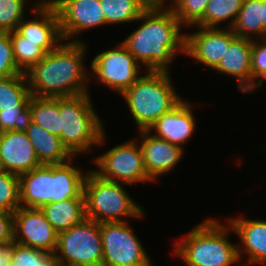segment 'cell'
I'll list each match as a JSON object with an SVG mask.
<instances>
[{"label": "cell", "instance_id": "cell-36", "mask_svg": "<svg viewBox=\"0 0 266 266\" xmlns=\"http://www.w3.org/2000/svg\"><path fill=\"white\" fill-rule=\"evenodd\" d=\"M22 73L14 60L10 33H0V79Z\"/></svg>", "mask_w": 266, "mask_h": 266}, {"label": "cell", "instance_id": "cell-21", "mask_svg": "<svg viewBox=\"0 0 266 266\" xmlns=\"http://www.w3.org/2000/svg\"><path fill=\"white\" fill-rule=\"evenodd\" d=\"M41 164H63L74 156L63 145L60 137L49 133L35 122L25 131Z\"/></svg>", "mask_w": 266, "mask_h": 266}, {"label": "cell", "instance_id": "cell-12", "mask_svg": "<svg viewBox=\"0 0 266 266\" xmlns=\"http://www.w3.org/2000/svg\"><path fill=\"white\" fill-rule=\"evenodd\" d=\"M48 1L57 10L63 40L72 38L71 42H82L81 39H74L77 34H81V31L106 25L105 13L102 10L100 0Z\"/></svg>", "mask_w": 266, "mask_h": 266}, {"label": "cell", "instance_id": "cell-40", "mask_svg": "<svg viewBox=\"0 0 266 266\" xmlns=\"http://www.w3.org/2000/svg\"><path fill=\"white\" fill-rule=\"evenodd\" d=\"M151 2H164L165 3V1L166 0H150Z\"/></svg>", "mask_w": 266, "mask_h": 266}, {"label": "cell", "instance_id": "cell-5", "mask_svg": "<svg viewBox=\"0 0 266 266\" xmlns=\"http://www.w3.org/2000/svg\"><path fill=\"white\" fill-rule=\"evenodd\" d=\"M90 96L89 93H85L59 97L62 128L60 138L74 157L93 151L94 145H102L106 139L103 123L93 109Z\"/></svg>", "mask_w": 266, "mask_h": 266}, {"label": "cell", "instance_id": "cell-23", "mask_svg": "<svg viewBox=\"0 0 266 266\" xmlns=\"http://www.w3.org/2000/svg\"><path fill=\"white\" fill-rule=\"evenodd\" d=\"M41 210L58 233L75 226L86 218L84 198H70L49 203Z\"/></svg>", "mask_w": 266, "mask_h": 266}, {"label": "cell", "instance_id": "cell-20", "mask_svg": "<svg viewBox=\"0 0 266 266\" xmlns=\"http://www.w3.org/2000/svg\"><path fill=\"white\" fill-rule=\"evenodd\" d=\"M20 206L42 208L51 203L52 164H42L19 176Z\"/></svg>", "mask_w": 266, "mask_h": 266}, {"label": "cell", "instance_id": "cell-11", "mask_svg": "<svg viewBox=\"0 0 266 266\" xmlns=\"http://www.w3.org/2000/svg\"><path fill=\"white\" fill-rule=\"evenodd\" d=\"M14 241L54 254L58 232L40 208L19 207L13 213Z\"/></svg>", "mask_w": 266, "mask_h": 266}, {"label": "cell", "instance_id": "cell-16", "mask_svg": "<svg viewBox=\"0 0 266 266\" xmlns=\"http://www.w3.org/2000/svg\"><path fill=\"white\" fill-rule=\"evenodd\" d=\"M139 144L148 177L152 182L172 171L183 156V148L151 134L149 130H138Z\"/></svg>", "mask_w": 266, "mask_h": 266}, {"label": "cell", "instance_id": "cell-3", "mask_svg": "<svg viewBox=\"0 0 266 266\" xmlns=\"http://www.w3.org/2000/svg\"><path fill=\"white\" fill-rule=\"evenodd\" d=\"M228 225L215 218L206 219L188 232L183 240L176 242L173 253L188 266H232L239 263L238 246L228 240L232 229Z\"/></svg>", "mask_w": 266, "mask_h": 266}, {"label": "cell", "instance_id": "cell-29", "mask_svg": "<svg viewBox=\"0 0 266 266\" xmlns=\"http://www.w3.org/2000/svg\"><path fill=\"white\" fill-rule=\"evenodd\" d=\"M9 33L15 63L25 73L44 57L45 52L39 47V42L27 41L16 30Z\"/></svg>", "mask_w": 266, "mask_h": 266}, {"label": "cell", "instance_id": "cell-17", "mask_svg": "<svg viewBox=\"0 0 266 266\" xmlns=\"http://www.w3.org/2000/svg\"><path fill=\"white\" fill-rule=\"evenodd\" d=\"M191 103L184 99L171 111L159 117L148 130L154 136L164 139L174 145L183 148L195 130V117L192 113Z\"/></svg>", "mask_w": 266, "mask_h": 266}, {"label": "cell", "instance_id": "cell-38", "mask_svg": "<svg viewBox=\"0 0 266 266\" xmlns=\"http://www.w3.org/2000/svg\"><path fill=\"white\" fill-rule=\"evenodd\" d=\"M14 241L0 245V266H10L13 254Z\"/></svg>", "mask_w": 266, "mask_h": 266}, {"label": "cell", "instance_id": "cell-22", "mask_svg": "<svg viewBox=\"0 0 266 266\" xmlns=\"http://www.w3.org/2000/svg\"><path fill=\"white\" fill-rule=\"evenodd\" d=\"M71 161L63 164H52V197L51 203L70 198H84L83 188L86 174Z\"/></svg>", "mask_w": 266, "mask_h": 266}, {"label": "cell", "instance_id": "cell-1", "mask_svg": "<svg viewBox=\"0 0 266 266\" xmlns=\"http://www.w3.org/2000/svg\"><path fill=\"white\" fill-rule=\"evenodd\" d=\"M163 8L164 2H152L136 20L144 23L121 42L145 71L169 72L177 52L185 54L183 25L170 7Z\"/></svg>", "mask_w": 266, "mask_h": 266}, {"label": "cell", "instance_id": "cell-4", "mask_svg": "<svg viewBox=\"0 0 266 266\" xmlns=\"http://www.w3.org/2000/svg\"><path fill=\"white\" fill-rule=\"evenodd\" d=\"M169 74L164 71H147L121 94L138 130H148L159 117L183 100L175 92Z\"/></svg>", "mask_w": 266, "mask_h": 266}, {"label": "cell", "instance_id": "cell-18", "mask_svg": "<svg viewBox=\"0 0 266 266\" xmlns=\"http://www.w3.org/2000/svg\"><path fill=\"white\" fill-rule=\"evenodd\" d=\"M252 40L236 37L226 48L219 65L214 69L219 74L236 77L241 92H252L251 75Z\"/></svg>", "mask_w": 266, "mask_h": 266}, {"label": "cell", "instance_id": "cell-31", "mask_svg": "<svg viewBox=\"0 0 266 266\" xmlns=\"http://www.w3.org/2000/svg\"><path fill=\"white\" fill-rule=\"evenodd\" d=\"M19 207V176L0 170V210L14 213Z\"/></svg>", "mask_w": 266, "mask_h": 266}, {"label": "cell", "instance_id": "cell-34", "mask_svg": "<svg viewBox=\"0 0 266 266\" xmlns=\"http://www.w3.org/2000/svg\"><path fill=\"white\" fill-rule=\"evenodd\" d=\"M257 39L252 40V91L256 89V87H261L264 82L263 80H266V38L259 39L257 37Z\"/></svg>", "mask_w": 266, "mask_h": 266}, {"label": "cell", "instance_id": "cell-15", "mask_svg": "<svg viewBox=\"0 0 266 266\" xmlns=\"http://www.w3.org/2000/svg\"><path fill=\"white\" fill-rule=\"evenodd\" d=\"M41 165L25 132H0V170L20 176Z\"/></svg>", "mask_w": 266, "mask_h": 266}, {"label": "cell", "instance_id": "cell-32", "mask_svg": "<svg viewBox=\"0 0 266 266\" xmlns=\"http://www.w3.org/2000/svg\"><path fill=\"white\" fill-rule=\"evenodd\" d=\"M210 0H171L170 8L183 25L195 26L203 17Z\"/></svg>", "mask_w": 266, "mask_h": 266}, {"label": "cell", "instance_id": "cell-9", "mask_svg": "<svg viewBox=\"0 0 266 266\" xmlns=\"http://www.w3.org/2000/svg\"><path fill=\"white\" fill-rule=\"evenodd\" d=\"M94 164L99 168L92 170L102 179L125 183H146L152 181L145 169L142 152L135 140H129L115 146L94 159Z\"/></svg>", "mask_w": 266, "mask_h": 266}, {"label": "cell", "instance_id": "cell-28", "mask_svg": "<svg viewBox=\"0 0 266 266\" xmlns=\"http://www.w3.org/2000/svg\"><path fill=\"white\" fill-rule=\"evenodd\" d=\"M244 0H210L204 17L195 25L196 27L219 28L222 22H228L231 29Z\"/></svg>", "mask_w": 266, "mask_h": 266}, {"label": "cell", "instance_id": "cell-26", "mask_svg": "<svg viewBox=\"0 0 266 266\" xmlns=\"http://www.w3.org/2000/svg\"><path fill=\"white\" fill-rule=\"evenodd\" d=\"M105 13V23L120 24L136 21L152 3L150 0H100Z\"/></svg>", "mask_w": 266, "mask_h": 266}, {"label": "cell", "instance_id": "cell-24", "mask_svg": "<svg viewBox=\"0 0 266 266\" xmlns=\"http://www.w3.org/2000/svg\"><path fill=\"white\" fill-rule=\"evenodd\" d=\"M32 122H35L49 133L60 137L61 116L59 114V97L32 96L29 100Z\"/></svg>", "mask_w": 266, "mask_h": 266}, {"label": "cell", "instance_id": "cell-37", "mask_svg": "<svg viewBox=\"0 0 266 266\" xmlns=\"http://www.w3.org/2000/svg\"><path fill=\"white\" fill-rule=\"evenodd\" d=\"M14 241L13 213L0 210V245Z\"/></svg>", "mask_w": 266, "mask_h": 266}, {"label": "cell", "instance_id": "cell-2", "mask_svg": "<svg viewBox=\"0 0 266 266\" xmlns=\"http://www.w3.org/2000/svg\"><path fill=\"white\" fill-rule=\"evenodd\" d=\"M82 42L60 43L25 72L30 94L37 97H69L89 93L83 64Z\"/></svg>", "mask_w": 266, "mask_h": 266}, {"label": "cell", "instance_id": "cell-35", "mask_svg": "<svg viewBox=\"0 0 266 266\" xmlns=\"http://www.w3.org/2000/svg\"><path fill=\"white\" fill-rule=\"evenodd\" d=\"M32 122L31 110L25 109H4L0 111V132L21 131L25 132Z\"/></svg>", "mask_w": 266, "mask_h": 266}, {"label": "cell", "instance_id": "cell-30", "mask_svg": "<svg viewBox=\"0 0 266 266\" xmlns=\"http://www.w3.org/2000/svg\"><path fill=\"white\" fill-rule=\"evenodd\" d=\"M54 264V254L20 245L14 241L10 266H53Z\"/></svg>", "mask_w": 266, "mask_h": 266}, {"label": "cell", "instance_id": "cell-6", "mask_svg": "<svg viewBox=\"0 0 266 266\" xmlns=\"http://www.w3.org/2000/svg\"><path fill=\"white\" fill-rule=\"evenodd\" d=\"M124 184L102 179L92 170L87 171L83 188L86 218L102 223L125 222L124 217H142L143 208L122 188Z\"/></svg>", "mask_w": 266, "mask_h": 266}, {"label": "cell", "instance_id": "cell-10", "mask_svg": "<svg viewBox=\"0 0 266 266\" xmlns=\"http://www.w3.org/2000/svg\"><path fill=\"white\" fill-rule=\"evenodd\" d=\"M139 63L128 52L126 47L119 43L114 49L98 53L91 62L96 79L111 90L122 94L141 76Z\"/></svg>", "mask_w": 266, "mask_h": 266}, {"label": "cell", "instance_id": "cell-8", "mask_svg": "<svg viewBox=\"0 0 266 266\" xmlns=\"http://www.w3.org/2000/svg\"><path fill=\"white\" fill-rule=\"evenodd\" d=\"M100 232L103 248L101 266H152L146 250L126 221L102 222Z\"/></svg>", "mask_w": 266, "mask_h": 266}, {"label": "cell", "instance_id": "cell-25", "mask_svg": "<svg viewBox=\"0 0 266 266\" xmlns=\"http://www.w3.org/2000/svg\"><path fill=\"white\" fill-rule=\"evenodd\" d=\"M31 98L25 73L0 79V111L25 109Z\"/></svg>", "mask_w": 266, "mask_h": 266}, {"label": "cell", "instance_id": "cell-27", "mask_svg": "<svg viewBox=\"0 0 266 266\" xmlns=\"http://www.w3.org/2000/svg\"><path fill=\"white\" fill-rule=\"evenodd\" d=\"M231 30L237 37L254 40V34L262 39V0H244Z\"/></svg>", "mask_w": 266, "mask_h": 266}, {"label": "cell", "instance_id": "cell-14", "mask_svg": "<svg viewBox=\"0 0 266 266\" xmlns=\"http://www.w3.org/2000/svg\"><path fill=\"white\" fill-rule=\"evenodd\" d=\"M33 6V13L37 15L35 19H23L16 31L27 41L39 42V47L48 53L63 42L59 16L56 8L48 0H39Z\"/></svg>", "mask_w": 266, "mask_h": 266}, {"label": "cell", "instance_id": "cell-19", "mask_svg": "<svg viewBox=\"0 0 266 266\" xmlns=\"http://www.w3.org/2000/svg\"><path fill=\"white\" fill-rule=\"evenodd\" d=\"M232 230L238 235L241 244L238 255L246 253L249 265L266 263V220L231 218L228 220ZM240 248V249H239ZM242 250V251H241Z\"/></svg>", "mask_w": 266, "mask_h": 266}, {"label": "cell", "instance_id": "cell-39", "mask_svg": "<svg viewBox=\"0 0 266 266\" xmlns=\"http://www.w3.org/2000/svg\"><path fill=\"white\" fill-rule=\"evenodd\" d=\"M262 38H266V0H262Z\"/></svg>", "mask_w": 266, "mask_h": 266}, {"label": "cell", "instance_id": "cell-7", "mask_svg": "<svg viewBox=\"0 0 266 266\" xmlns=\"http://www.w3.org/2000/svg\"><path fill=\"white\" fill-rule=\"evenodd\" d=\"M55 264L61 266H101L103 248L100 223L85 218L58 233Z\"/></svg>", "mask_w": 266, "mask_h": 266}, {"label": "cell", "instance_id": "cell-13", "mask_svg": "<svg viewBox=\"0 0 266 266\" xmlns=\"http://www.w3.org/2000/svg\"><path fill=\"white\" fill-rule=\"evenodd\" d=\"M197 29L200 30L186 34L185 54L206 67L215 69L221 62L226 48L237 36L228 27Z\"/></svg>", "mask_w": 266, "mask_h": 266}, {"label": "cell", "instance_id": "cell-33", "mask_svg": "<svg viewBox=\"0 0 266 266\" xmlns=\"http://www.w3.org/2000/svg\"><path fill=\"white\" fill-rule=\"evenodd\" d=\"M25 3V0H0V33L16 30L25 19Z\"/></svg>", "mask_w": 266, "mask_h": 266}]
</instances>
